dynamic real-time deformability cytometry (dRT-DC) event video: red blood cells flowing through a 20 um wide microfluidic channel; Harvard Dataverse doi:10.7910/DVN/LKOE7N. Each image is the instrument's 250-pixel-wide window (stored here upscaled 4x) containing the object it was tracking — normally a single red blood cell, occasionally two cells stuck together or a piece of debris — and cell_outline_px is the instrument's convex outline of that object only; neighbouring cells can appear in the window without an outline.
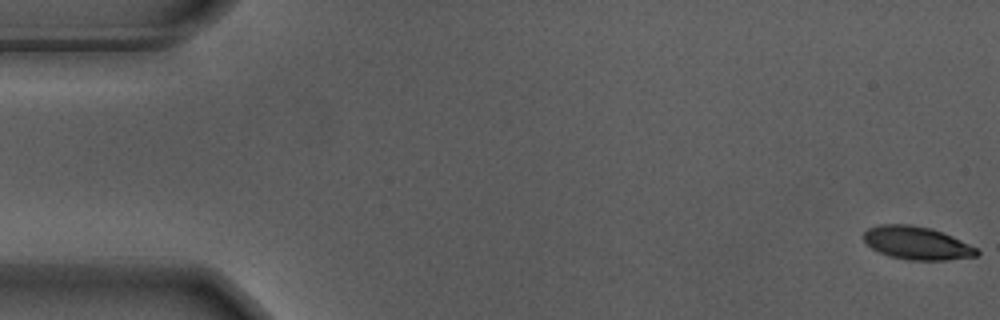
{"species": "Egyptian fruit bat (a non-hibernating species)", "species_latin": "Rousettus aegyptiacus", "temperature_condition": "warm", "stored_images_in_passage": 57, "camera_frame_rate_fps": 3000, "um_per_image_px": 0.085, "animal": {"sex": "male"}, "frame": {"image": 1, "passage_image": 1, "time_ms": 0.0, "image_size_px": [1000, 320], "cell_outline_px": [[980, 252], [976, 256], [944, 260], [908, 260], [892, 256], [880, 252], [872, 248], [864, 240], [864, 232], [868, 228], [880, 224], [912, 224], [932, 228], [952, 236], [976, 248]], "centroid_in_image_um": [77.93, 20.64], "position_along_channel_um": 7.1, "area_um2": 21.62}}
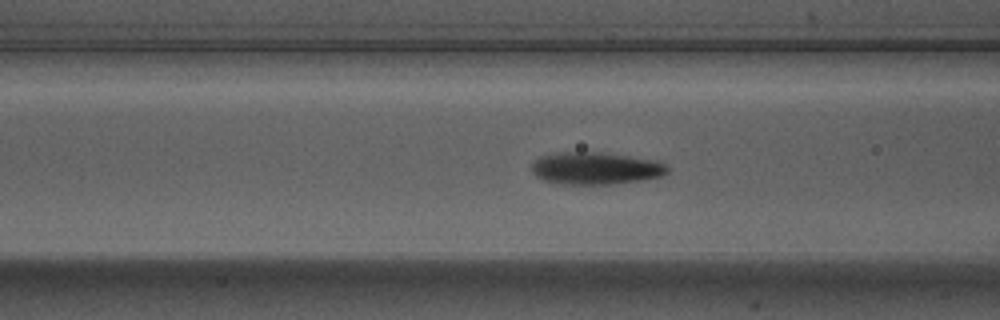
{"frame": {"image": 2, "passage_image": 22, "time_ms": 7.0, "image_size_px": [1000, 320], "cell_outline_px": [[668, 172], [660, 176], [644, 180], [612, 184], [552, 184], [536, 176], [532, 172], [532, 160], [540, 156], [556, 152], [596, 152], [628, 156], [656, 160], [664, 164], [668, 168]], "centroid_in_image_um": [50.57, 14.31], "position_along_channel_um": 116.0, "area_um2": 25.72}}
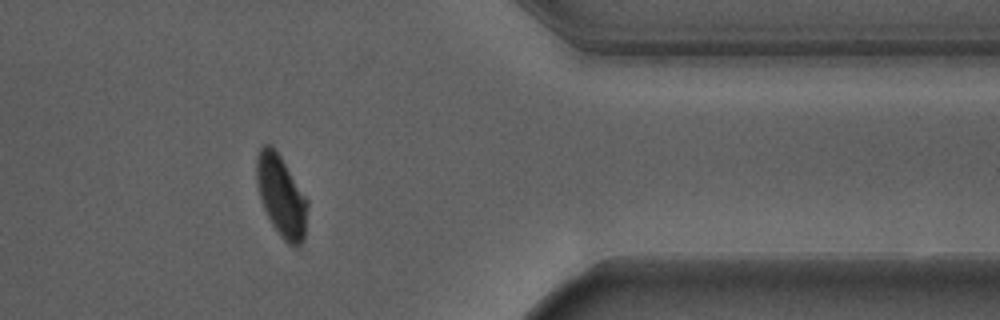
{"frame": {"image": 3, "passage_image": 46, "time_ms": 15.0, "image_size_px": [1000, 320], "cell_outline_px": [[308, 204], [304, 240], [300, 244], [288, 244], [280, 236], [272, 224], [260, 200], [256, 184], [256, 156], [260, 148], [264, 144], [268, 144], [280, 156], [308, 200]], "centroid_in_image_um": [23.89, 16.66], "position_along_channel_um": 387.5, "area_um2": 23.87}, "authors_computed_cell_mechanics": {"area_um2": 24.1026, "velocity_mm_per_s": 3.6602, "shape_relaxation_time_tau1_ms": 3.1129, "shape_relaxation_time_tau2_ms": null, "deformation_change_tau1": 0.166, "deformation_change_tau2": null}}